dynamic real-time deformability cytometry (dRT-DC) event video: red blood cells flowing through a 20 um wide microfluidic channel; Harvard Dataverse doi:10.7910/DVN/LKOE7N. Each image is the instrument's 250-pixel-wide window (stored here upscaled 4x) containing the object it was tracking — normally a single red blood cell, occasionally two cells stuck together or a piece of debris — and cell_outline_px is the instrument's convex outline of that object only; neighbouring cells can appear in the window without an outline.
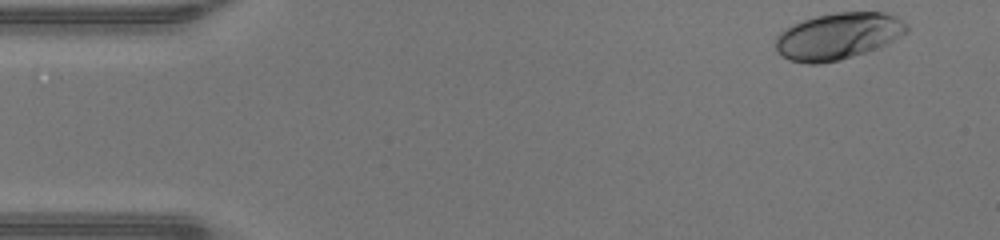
{"species": "human", "species_latin": "Homo sapiens", "temperature_condition": "warm", "stored_images_in_passage": 45, "camera_frame_rate_fps": 3000, "um_per_image_px": 0.085, "donor": {"sex": "male"}, "frame": {"image": 1, "passage_image": 1, "time_ms": 0.0, "image_size_px": [1000, 240], "cell_outline_px": [[908, 32], [888, 44], [880, 48], [868, 52], [840, 60], [820, 64], [808, 64], [788, 60], [776, 52], [776, 36], [784, 28], [804, 20], [816, 16], [836, 12], [884, 12], [896, 16], [908, 24]], "centroid_in_image_um": [71.26, 3.08], "position_along_channel_um": 13.7, "area_um2": 36.13}}
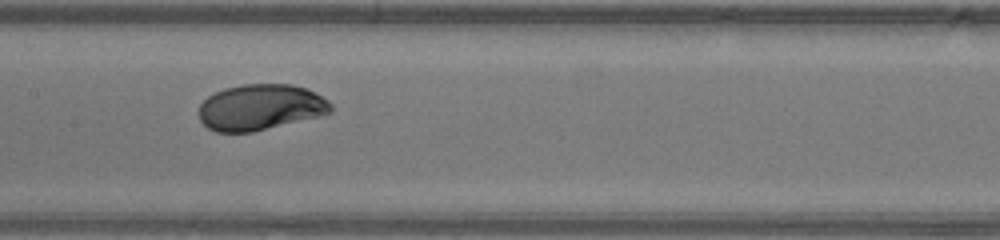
{"frame": {"image": 2, "passage_image": 21, "time_ms": 6.667, "image_size_px": [1000, 240], "cell_outline_px": [[332, 112], [320, 116], [252, 132], [216, 132], [208, 128], [200, 120], [196, 112], [200, 104], [208, 96], [224, 88], [244, 84], [292, 84], [308, 88], [328, 100], [332, 104]], "centroid_in_image_um": [22.13, 9.11], "position_along_channel_um": 185.3, "area_um2": 35.6}}
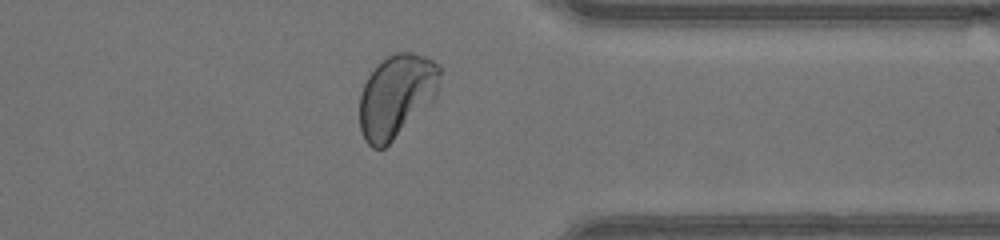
{"frame": {"image": 3, "passage_image": 35, "time_ms": 11.333, "image_size_px": [1000, 240], "cell_outline_px": [[440, 72], [436, 96], [384, 148], [372, 148], [364, 140], [360, 128], [360, 92], [368, 76], [388, 56], [396, 52], [412, 52], [424, 56], [440, 64]], "centroid_in_image_um": [33.67, 8.14], "position_along_channel_um": 377.7, "area_um2": 38.15}, "authors_computed_cell_mechanics": {"area_um2": 35.7204, "velocity_mm_per_s": 4.3104, "shape_relaxation_time_tau1_ms": 1.8339, "shape_relaxation_time_tau2_ms": null, "deformation_change_tau1": 0.1257, "deformation_change_tau2": null}}